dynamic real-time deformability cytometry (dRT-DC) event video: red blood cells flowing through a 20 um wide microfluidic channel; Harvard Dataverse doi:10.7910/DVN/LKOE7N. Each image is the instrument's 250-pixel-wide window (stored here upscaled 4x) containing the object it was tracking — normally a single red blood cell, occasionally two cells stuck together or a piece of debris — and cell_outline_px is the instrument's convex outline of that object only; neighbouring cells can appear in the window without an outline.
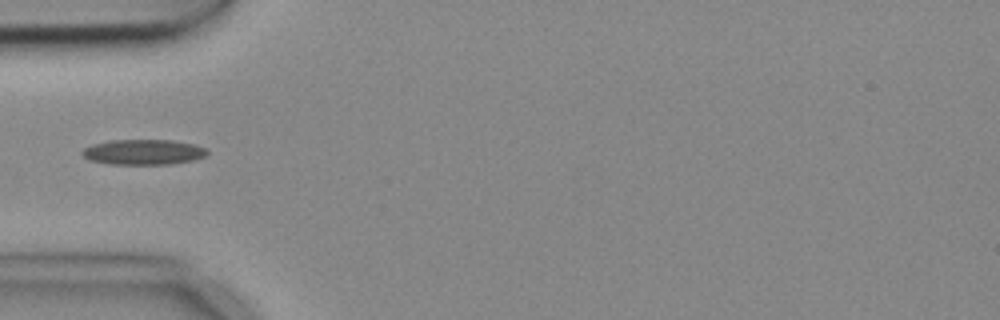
{"species": "common noctule bat (a hibernating species)", "species_latin": "Nyctalus noctula", "temperature_condition": "cold", "stored_images_in_passage": 7, "segment_of_instrument_passage": [2, 2], "camera_frame_rate_fps": 3000, "um_per_image_px": 0.085, "animal": {"sex": "female", "body_mass_g": 18.4}, "frame": {"image": 1, "passage_image": 4, "time_ms": 1.0, "image_size_px": [1000, 320], "cell_outline_px": [[208, 152], [204, 156], [192, 160], [168, 164], [112, 164], [88, 160], [80, 152], [84, 148], [92, 144], [108, 140], [172, 140], [196, 144], [208, 148]], "centroid_in_image_um": [12.18, 12.91], "position_along_channel_um": 72.8, "area_um2": 18.5}}
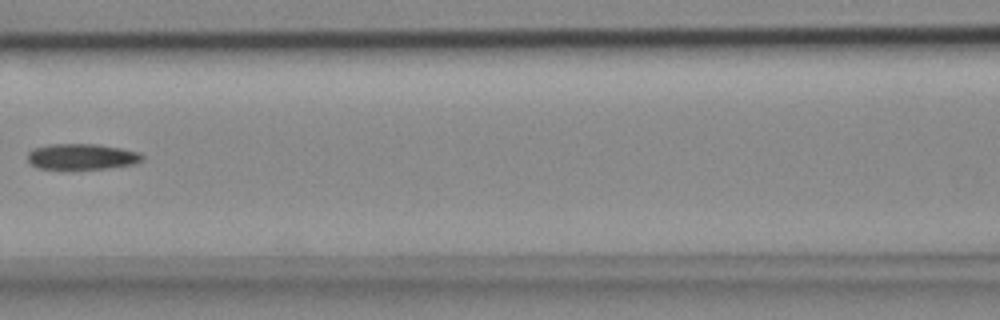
{"frame": {"image": 2, "passage_image": 6, "time_ms": 1.667, "image_size_px": [1000, 320], "cell_outline_px": [[144, 160], [136, 164], [108, 168], [40, 168], [32, 164], [28, 160], [28, 152], [32, 148], [48, 144], [96, 144], [120, 148], [140, 152], [144, 156]], "centroid_in_image_um": [7.0, 13.3], "position_along_channel_um": 159.6, "area_um2": 17.17}}
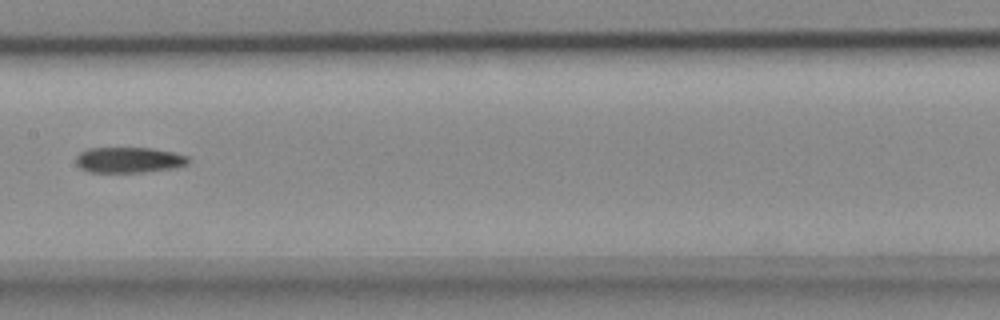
{"frame": {"image": 3, "passage_image": 7, "time_ms": 2.0, "image_size_px": [1000, 320], "cell_outline_px": [[188, 164], [176, 168], [140, 172], [88, 172], [80, 168], [76, 164], [76, 156], [80, 152], [88, 148], [152, 148], [172, 152], [188, 156]], "centroid_in_image_um": [10.94, 13.6], "position_along_channel_um": 196.5, "area_um2": 16.82}}